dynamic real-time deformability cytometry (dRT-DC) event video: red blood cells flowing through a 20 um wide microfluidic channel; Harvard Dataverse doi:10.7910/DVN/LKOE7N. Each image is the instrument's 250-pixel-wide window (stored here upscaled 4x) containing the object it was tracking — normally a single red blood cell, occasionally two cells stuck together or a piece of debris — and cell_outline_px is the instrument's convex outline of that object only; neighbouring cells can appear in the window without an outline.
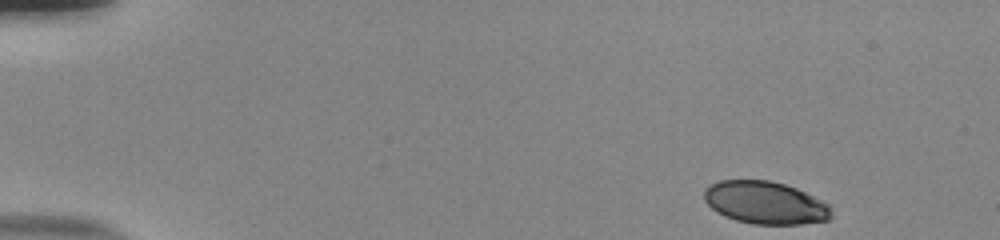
{"species": "human", "species_latin": "Homo sapiens", "temperature_condition": "room temperature", "stored_images_in_passage": 49, "camera_frame_rate_fps": 3000, "um_per_image_px": 0.085, "donor": {"sex": "male"}, "frame": {"image": 1, "passage_image": 1, "time_ms": 0.0, "image_size_px": [1000, 240], "cell_outline_px": [[832, 216], [828, 220], [800, 224], [752, 224], [736, 220], [724, 216], [716, 212], [704, 200], [704, 188], [708, 184], [720, 180], [768, 180], [784, 184], [796, 188], [828, 204]], "centroid_in_image_um": [65.0, 17.23], "position_along_channel_um": 20.0, "area_um2": 31.56}}
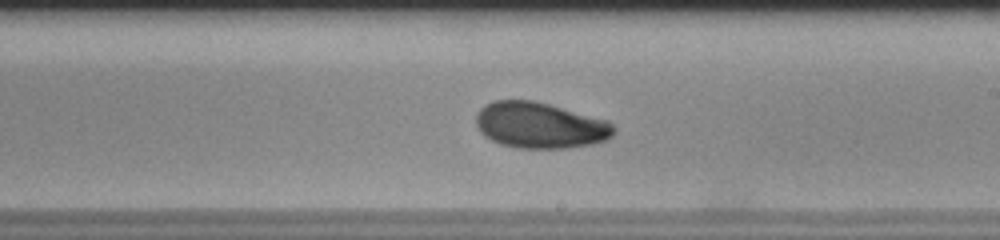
{"frame": {"image": 2, "passage_image": 28, "time_ms": 9.0, "image_size_px": [1000, 240], "cell_outline_px": [[616, 132], [608, 140], [592, 144], [564, 148], [516, 148], [500, 144], [484, 136], [480, 132], [476, 124], [476, 112], [484, 104], [492, 100], [532, 100], [548, 104], [608, 120], [616, 128]], "centroid_in_image_um": [45.89, 10.65], "position_along_channel_um": 243.1, "area_um2": 37.22}}
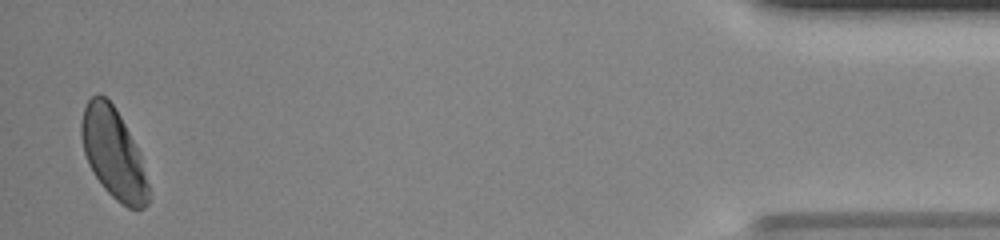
{"frame": {"image": 3, "passage_image": 48, "time_ms": 15.667, "image_size_px": [1000, 240], "cell_outline_px": [[148, 204], [144, 208], [128, 208], [120, 204], [104, 188], [88, 164], [84, 152], [80, 136], [80, 120], [84, 108], [88, 100], [92, 96], [104, 96], [116, 108], [140, 152], [148, 184]], "centroid_in_image_um": [9.63, 13.05], "position_along_channel_um": 425.6, "area_um2": 35.08}, "authors_computed_cell_mechanics": {"area_um2": 36.2406, "velocity_mm_per_s": 3.8599, "shape_relaxation_time_tau1_ms": 4.3941, "shape_relaxation_time_tau2_ms": 1.5426, "deformation_change_tau1": 0.1351, "deformation_change_tau2": 0.0484}}